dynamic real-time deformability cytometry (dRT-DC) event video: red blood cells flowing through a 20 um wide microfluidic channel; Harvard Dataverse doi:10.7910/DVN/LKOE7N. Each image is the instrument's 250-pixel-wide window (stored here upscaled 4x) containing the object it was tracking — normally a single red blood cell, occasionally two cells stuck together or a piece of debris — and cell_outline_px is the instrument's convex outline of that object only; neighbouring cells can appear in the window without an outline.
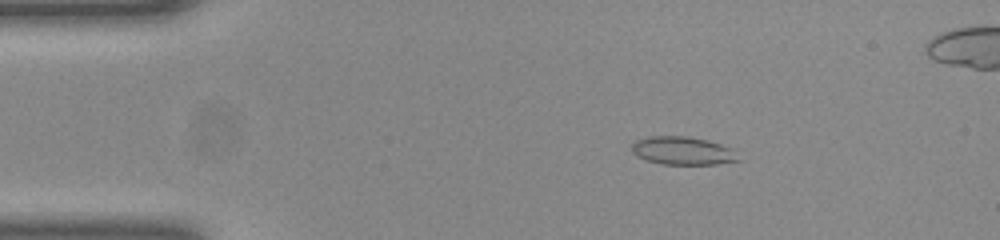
{"species": "common noctule bat (a hibernating species)", "species_latin": "Nyctalus noctula", "temperature_condition": "room temperature", "stored_images_in_passage": 52, "camera_frame_rate_fps": 3000, "um_per_image_px": 0.085, "animal": {"sex": "female", "body_mass_g": 23.0, "forearm_length_mm": 53.4}, "frame": {"image": 1, "passage_image": 9, "time_ms": 2.667, "image_size_px": [1000, 240], "cell_outline_px": [[740, 160], [716, 164], [660, 164], [636, 156], [632, 152], [632, 144], [636, 140], [648, 136], [688, 136], [708, 140], [732, 148]], "centroid_in_image_um": [58.01, 12.8], "position_along_channel_um": 27.0, "area_um2": 17.46}}
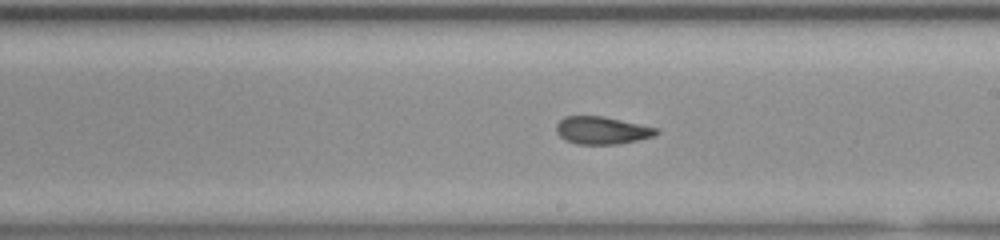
{"frame": {"image": 2, "passage_image": 29, "time_ms": 9.333, "image_size_px": [1000, 240], "cell_outline_px": [[660, 132], [652, 136], [636, 140], [616, 144], [576, 144], [564, 140], [556, 132], [556, 124], [564, 116], [604, 116], [660, 128]], "centroid_in_image_um": [51.16, 11.07], "position_along_channel_um": 237.8, "area_um2": 16.18}}
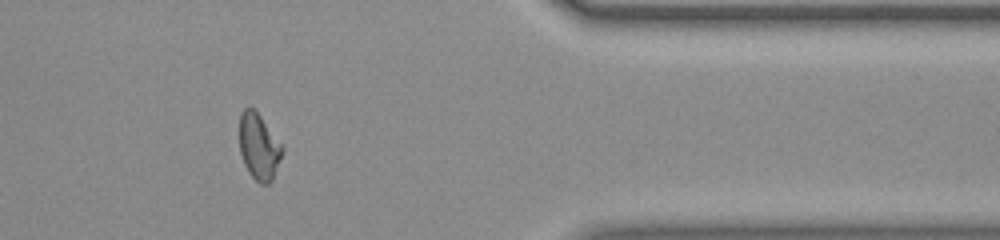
{"frame": {"image": 3, "passage_image": 42, "time_ms": 13.667, "image_size_px": [1000, 240], "cell_outline_px": [[284, 152], [272, 180], [268, 184], [260, 184], [248, 172], [244, 164], [240, 152], [240, 112], [244, 108], [252, 108], [260, 116], [284, 148]], "centroid_in_image_um": [22.01, 12.5], "position_along_channel_um": 389.4, "area_um2": 16.36}, "authors_computed_cell_mechanics": {"area_um2": 16.8776, "velocity_mm_per_s": 4.0415, "shape_relaxation_time_tau1_ms": null, "shape_relaxation_time_tau2_ms": 1.8288, "deformation_change_tau1": null, "deformation_change_tau2": 0.0737}}